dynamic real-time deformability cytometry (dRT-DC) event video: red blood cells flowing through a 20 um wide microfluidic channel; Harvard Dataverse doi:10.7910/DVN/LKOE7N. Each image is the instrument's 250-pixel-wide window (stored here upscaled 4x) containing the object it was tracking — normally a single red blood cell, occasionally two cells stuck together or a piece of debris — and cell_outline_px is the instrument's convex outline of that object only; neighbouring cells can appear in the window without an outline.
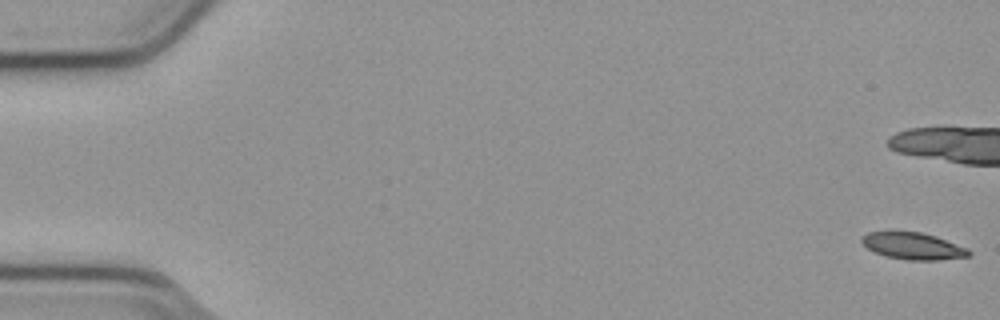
{"species": "common noctule bat (a hibernating species)", "species_latin": "Nyctalus noctula", "temperature_condition": "cold", "stored_images_in_passage": 17, "camera_frame_rate_fps": 3000, "um_per_image_px": 0.085, "animal": {"sex": "male", "body_mass_g": 23.1, "forearm_length_mm": 52.7}, "frame": {"image": 1, "passage_image": 1, "time_ms": 0.0, "image_size_px": [1000, 320], "cell_outline_px": [[972, 256], [936, 260], [908, 260], [888, 256], [876, 252], [868, 248], [860, 240], [860, 236], [868, 232], [888, 228], [920, 232], [936, 236], [968, 248], [972, 252]], "centroid_in_image_um": [77.57, 20.85], "position_along_channel_um": 7.4, "area_um2": 17.4}}